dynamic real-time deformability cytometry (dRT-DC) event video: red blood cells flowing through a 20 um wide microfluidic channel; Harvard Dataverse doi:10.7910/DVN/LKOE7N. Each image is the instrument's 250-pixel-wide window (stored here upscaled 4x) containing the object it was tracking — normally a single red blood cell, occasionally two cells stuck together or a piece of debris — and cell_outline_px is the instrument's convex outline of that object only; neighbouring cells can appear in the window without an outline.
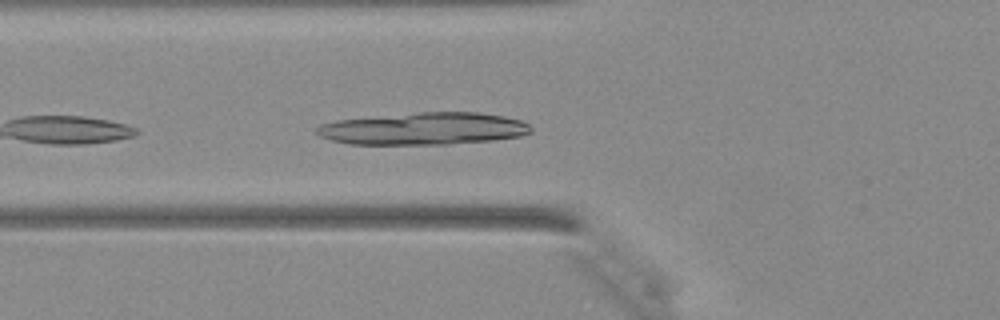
{"species": "Egyptian fruit bat (a non-hibernating species)", "species_latin": "Rousettus aegyptiacus", "temperature_condition": "warm", "stored_images_in_passage": 18, "camera_frame_rate_fps": 3000, "um_per_image_px": 0.085, "animal": {"sex": "female"}, "frame": {"image": 1, "passage_image": 3, "time_ms": 0.667, "image_size_px": [1000, 320], "cell_outline_px": [[532, 132], [520, 136], [492, 140], [448, 144], [348, 144], [332, 140], [320, 136], [316, 132], [316, 128], [320, 124], [340, 120], [420, 112], [476, 112], [504, 116], [520, 120], [528, 124], [532, 128]], "centroid_in_image_um": [36.04, 10.94], "position_along_channel_um": 89.8, "area_um2": 39.94}}
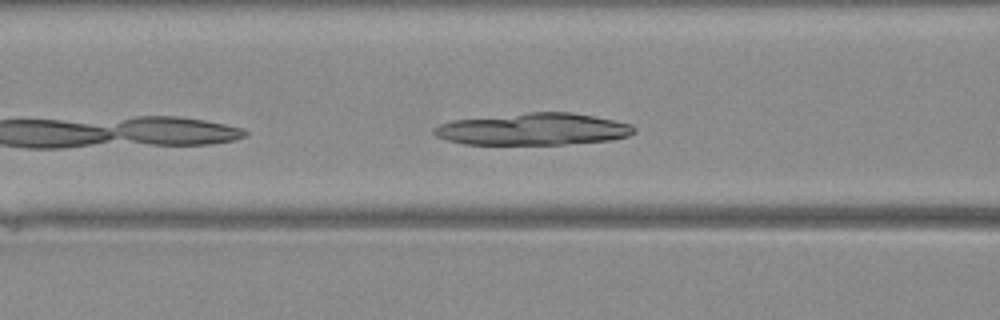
{"frame": {"image": 2, "passage_image": 5, "time_ms": 1.333, "image_size_px": [1000, 320], "cell_outline_px": [[636, 132], [628, 136], [608, 140], [564, 144], [464, 144], [444, 140], [436, 136], [432, 132], [432, 128], [440, 124], [452, 120], [528, 112], [572, 112], [632, 124], [636, 128]], "centroid_in_image_um": [45.29, 10.98], "position_along_channel_um": 121.3, "area_um2": 37.28}}
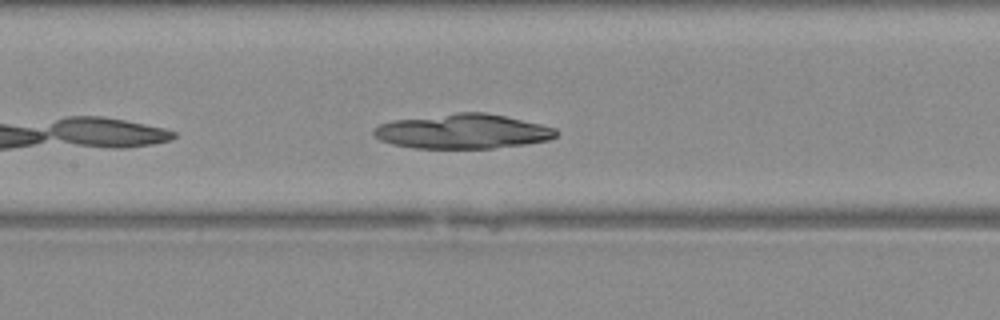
{"frame": {"image": 3, "passage_image": 8, "time_ms": 2.333, "image_size_px": [1000, 320], "cell_outline_px": [[560, 132], [556, 136], [548, 140], [524, 144], [492, 148], [412, 148], [392, 144], [380, 140], [372, 132], [380, 124], [392, 120], [456, 112], [484, 112], [504, 116], [540, 124], [556, 128]], "centroid_in_image_um": [39.33, 11.16], "position_along_channel_um": 168.1, "area_um2": 36.76}}